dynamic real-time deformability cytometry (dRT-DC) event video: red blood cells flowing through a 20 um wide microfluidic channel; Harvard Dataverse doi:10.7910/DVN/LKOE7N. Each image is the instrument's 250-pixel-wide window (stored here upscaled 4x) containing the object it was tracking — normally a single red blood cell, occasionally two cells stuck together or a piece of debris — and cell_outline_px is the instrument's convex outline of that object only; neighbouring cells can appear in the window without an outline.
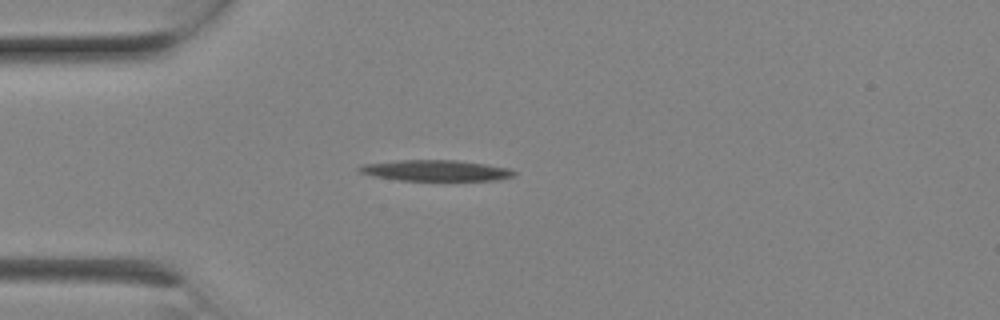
{"species": "Egyptian fruit bat (a non-hibernating species)", "species_latin": "Rousettus aegyptiacus", "temperature_condition": "room temperature", "stored_images_in_passage": 3, "camera_frame_rate_fps": 3000, "um_per_image_px": 0.085, "animal": {"sex": "female"}, "frame": {"image": 1, "passage_image": 1, "time_ms": 0.0, "image_size_px": [1000, 320], "cell_outline_px": [[516, 172], [512, 176], [500, 180], [400, 180], [376, 176], [360, 172], [356, 168], [364, 164], [396, 160], [456, 160], [512, 168]], "centroid_in_image_um": [37.07, 14.49], "position_along_channel_um": 47.9, "area_um2": 18.73}}
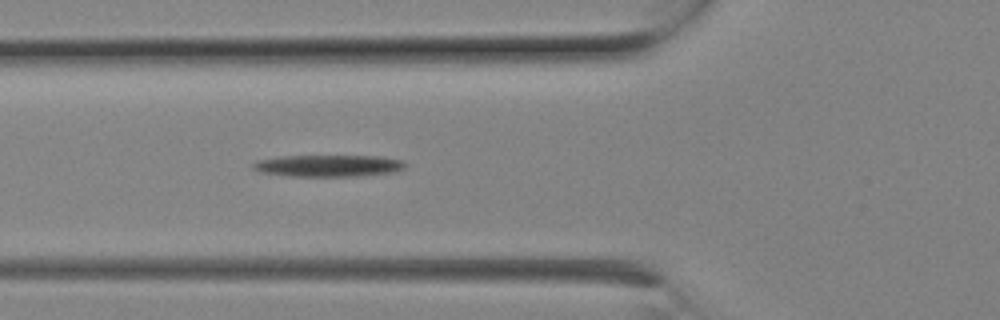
{"frame": {"image": 2, "passage_image": 3, "time_ms": 0.667, "image_size_px": [1000, 320], "cell_outline_px": [[408, 164], [404, 168], [392, 172], [360, 176], [288, 176], [260, 172], [252, 168], [252, 164], [256, 160], [280, 156], [380, 156], [400, 160]], "centroid_in_image_um": [27.88, 14.08], "position_along_channel_um": 97.9, "area_um2": 19.36}}